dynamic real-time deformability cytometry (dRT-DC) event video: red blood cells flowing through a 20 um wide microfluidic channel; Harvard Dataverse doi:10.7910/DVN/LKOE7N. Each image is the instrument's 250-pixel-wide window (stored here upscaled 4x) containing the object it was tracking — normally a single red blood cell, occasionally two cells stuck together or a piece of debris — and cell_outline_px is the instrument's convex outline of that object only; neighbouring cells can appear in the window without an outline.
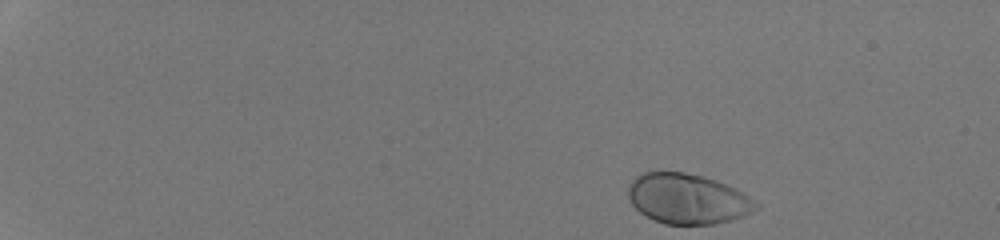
{"species": "human", "species_latin": "Homo sapiens", "temperature_condition": "room temperature", "stored_images_in_passage": 40, "camera_frame_rate_fps": 3000, "um_per_image_px": 0.085, "donor": {"sex": "male"}, "frame": {"image": 1, "passage_image": 1, "time_ms": 0.0, "image_size_px": [1000, 240], "cell_outline_px": [[760, 204], [752, 212], [744, 216], [716, 224], [664, 224], [640, 212], [632, 204], [628, 196], [628, 188], [632, 180], [636, 176], [644, 172], [684, 172], [716, 180], [736, 188]], "centroid_in_image_um": [58.45, 16.9], "position_along_channel_um": 26.5, "area_um2": 37.17}}
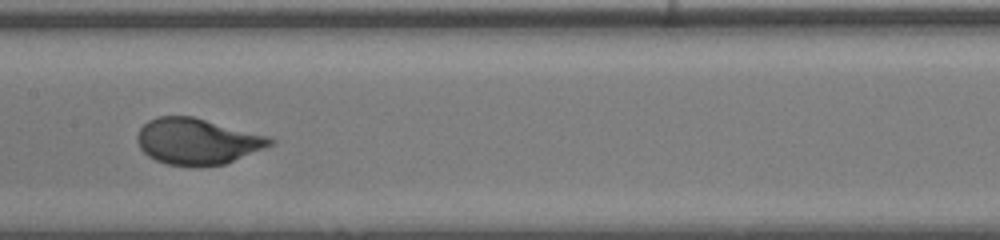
{"frame": {"image": 2, "passage_image": 23, "time_ms": 7.333, "image_size_px": [1000, 240], "cell_outline_px": [[276, 144], [224, 164], [168, 164], [156, 160], [148, 156], [140, 148], [136, 140], [136, 136], [140, 128], [148, 120], [156, 116], [192, 116], [268, 136], [276, 140]], "centroid_in_image_um": [16.77, 11.98], "position_along_channel_um": 190.6, "area_um2": 35.2}}
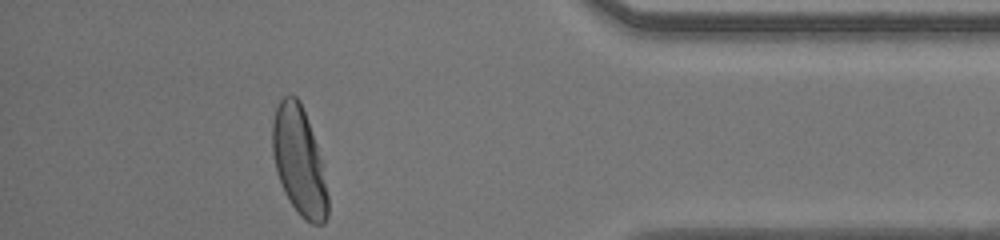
{"frame": {"image": 3, "passage_image": 40, "time_ms": 13.0, "image_size_px": [1000, 240], "cell_outline_px": [[328, 216], [324, 224], [312, 224], [304, 220], [300, 216], [284, 192], [276, 172], [272, 152], [272, 120], [276, 104], [284, 96], [296, 96], [300, 100], [324, 164], [328, 196]], "centroid_in_image_um": [25.43, 13.71], "position_along_channel_um": 409.8, "area_um2": 35.43}, "authors_computed_cell_mechanics": {"area_um2": 35.6626, "velocity_mm_per_s": 4.2863, "shape_relaxation_time_tau1_ms": 2.3722, "shape_relaxation_time_tau2_ms": null, "deformation_change_tau1": 0.176, "deformation_change_tau2": null}}